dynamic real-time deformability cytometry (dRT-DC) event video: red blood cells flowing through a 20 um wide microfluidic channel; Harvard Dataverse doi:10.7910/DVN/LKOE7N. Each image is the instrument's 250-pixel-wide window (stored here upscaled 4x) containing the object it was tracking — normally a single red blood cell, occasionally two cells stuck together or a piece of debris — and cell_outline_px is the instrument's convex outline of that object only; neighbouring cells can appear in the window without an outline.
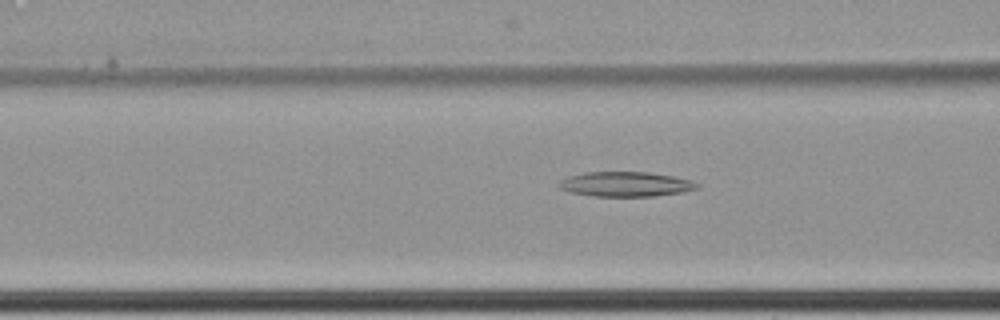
{"species": "common noctule bat (a hibernating species)", "species_latin": "Nyctalus noctula", "temperature_condition": "cold", "stored_images_in_passage": 63, "camera_frame_rate_fps": 3000, "um_per_image_px": 0.085, "animal": {"sex": "female", "body_mass_g": 22.7, "forearm_length_mm": 54.2}, "frame": {"image": 1, "passage_image": 28, "time_ms": 9.0, "image_size_px": [1000, 320], "cell_outline_px": [[700, 188], [684, 192], [656, 196], [592, 196], [568, 192], [560, 188], [556, 184], [560, 180], [568, 176], [584, 172], [648, 172], [676, 176], [692, 180], [700, 184]], "centroid_in_image_um": [53.2, 15.65], "position_along_channel_um": 113.4, "area_um2": 20.35}}
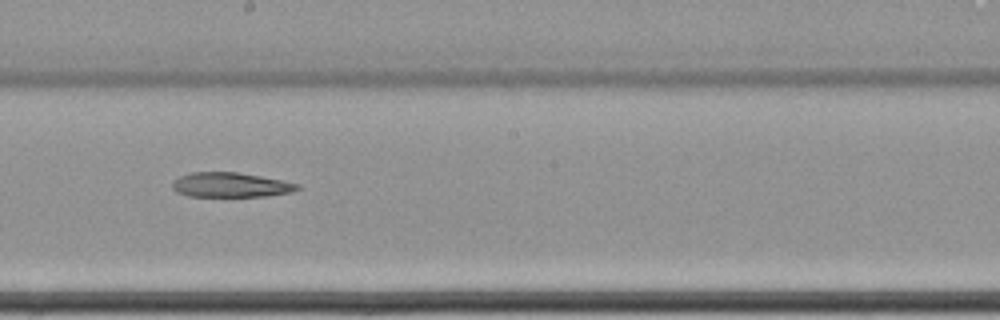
{"frame": {"image": 2, "passage_image": 38, "time_ms": 12.333, "image_size_px": [1000, 320], "cell_outline_px": [[300, 188], [292, 192], [268, 196], [188, 196], [176, 192], [172, 188], [172, 184], [180, 176], [192, 172], [236, 172], [260, 176], [300, 184]], "centroid_in_image_um": [19.61, 15.72], "position_along_channel_um": 228.6, "area_um2": 17.86}}
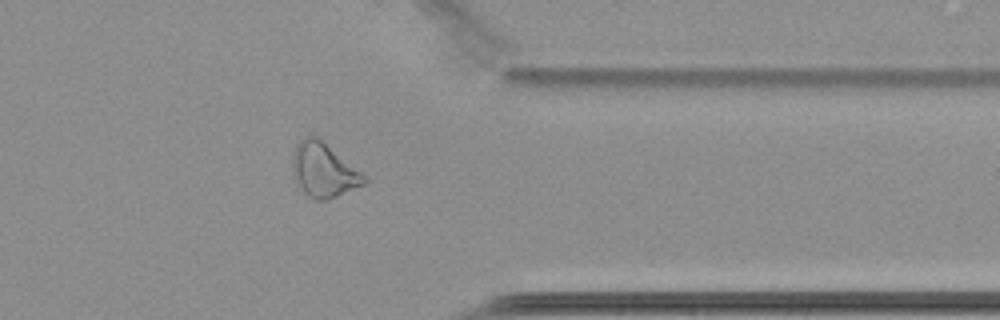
{"frame": {"image": 3, "passage_image": 52, "time_ms": 17.0, "image_size_px": [1000, 320], "cell_outline_px": [[368, 180], [364, 184], [328, 200], [312, 200], [296, 184], [292, 172], [292, 160], [296, 144], [304, 136], [316, 136], [368, 176]], "centroid_in_image_um": [27.5, 14.48], "position_along_channel_um": 383.9, "area_um2": 22.77}}